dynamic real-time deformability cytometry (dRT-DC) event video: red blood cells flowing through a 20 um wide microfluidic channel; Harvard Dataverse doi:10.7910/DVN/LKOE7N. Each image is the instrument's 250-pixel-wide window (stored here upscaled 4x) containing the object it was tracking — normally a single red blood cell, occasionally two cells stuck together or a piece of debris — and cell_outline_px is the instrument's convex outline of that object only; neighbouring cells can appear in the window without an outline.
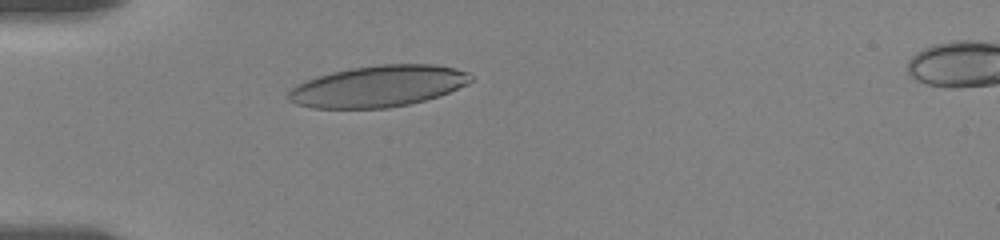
{"species": "human", "species_latin": "Homo sapiens", "temperature_condition": "room temperature", "stored_images_in_passage": 9, "camera_frame_rate_fps": 3000, "um_per_image_px": 0.085, "donor": {"sex": "female"}, "frame": {"image": 1, "passage_image": 6, "time_ms": 4.0, "image_size_px": [1000, 240], "cell_outline_px": [[472, 80], [468, 84], [440, 96], [408, 104], [388, 108], [312, 108], [296, 104], [288, 100], [288, 92], [296, 84], [332, 72], [352, 68], [380, 64], [432, 64], [456, 68], [468, 72], [472, 76]], "centroid_in_image_um": [32.17, 7.33], "position_along_channel_um": 52.8, "area_um2": 43.93}}
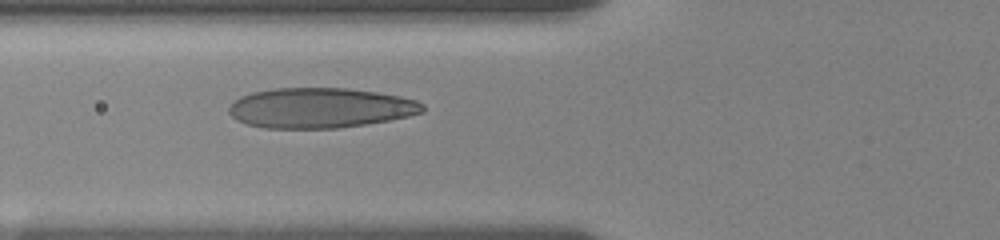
{"frame": {"image": 2, "passage_image": 9, "time_ms": 5.667, "image_size_px": [1000, 240], "cell_outline_px": [[424, 112], [408, 116], [388, 120], [364, 124], [336, 128], [264, 128], [248, 124], [236, 120], [228, 112], [228, 108], [240, 96], [252, 92], [276, 88], [348, 88], [376, 92], [400, 96], [416, 100], [424, 104]], "centroid_in_image_um": [27.21, 9.17], "position_along_channel_um": 98.6, "area_um2": 45.2}}